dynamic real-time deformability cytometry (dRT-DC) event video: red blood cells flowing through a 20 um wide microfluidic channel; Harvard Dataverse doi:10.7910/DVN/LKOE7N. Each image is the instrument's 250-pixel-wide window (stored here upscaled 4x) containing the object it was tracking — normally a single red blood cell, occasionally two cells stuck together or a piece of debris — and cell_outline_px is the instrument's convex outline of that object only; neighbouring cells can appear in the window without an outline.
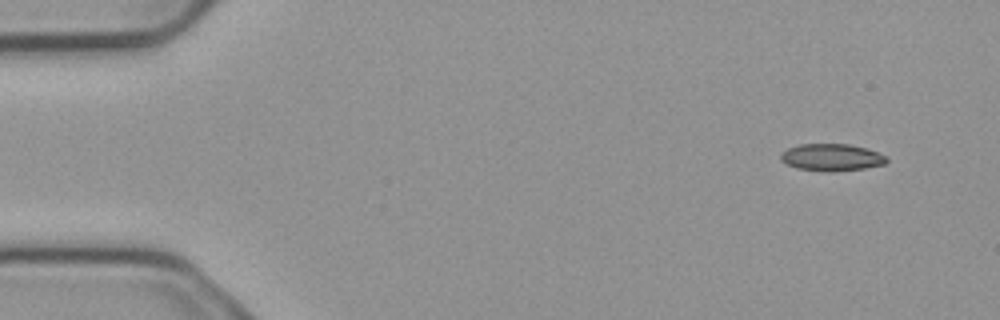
{"species": "common noctule bat (a hibernating species)", "species_latin": "Nyctalus noctula", "temperature_condition": "cold", "stored_images_in_passage": 5, "camera_frame_rate_fps": 3000, "um_per_image_px": 0.085, "animal": {"sex": "male", "body_mass_g": 23.1, "forearm_length_mm": 52.7}, "frame": {"image": 1, "passage_image": 1, "time_ms": 0.0, "image_size_px": [1000, 320], "cell_outline_px": [[888, 160], [884, 164], [864, 168], [832, 172], [796, 168], [780, 160], [780, 152], [788, 148], [800, 144], [848, 144], [868, 148], [888, 156]], "centroid_in_image_um": [70.7, 13.37], "position_along_channel_um": 14.3, "area_um2": 16.82}}
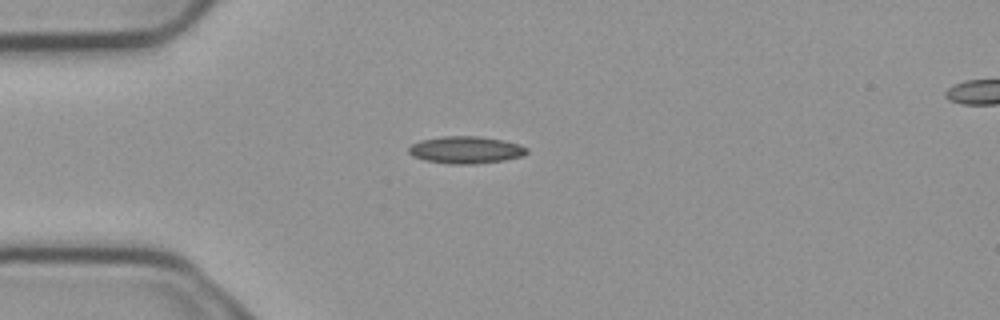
{"frame": {"image": 2, "passage_image": 3, "time_ms": 0.667, "image_size_px": [1000, 320], "cell_outline_px": [[528, 152], [524, 156], [504, 160], [472, 164], [448, 164], [424, 160], [412, 156], [408, 152], [408, 148], [412, 144], [420, 140], [444, 136], [480, 136], [504, 140], [528, 148]], "centroid_in_image_um": [39.58, 12.74], "position_along_channel_um": 45.4, "area_um2": 18.79}}
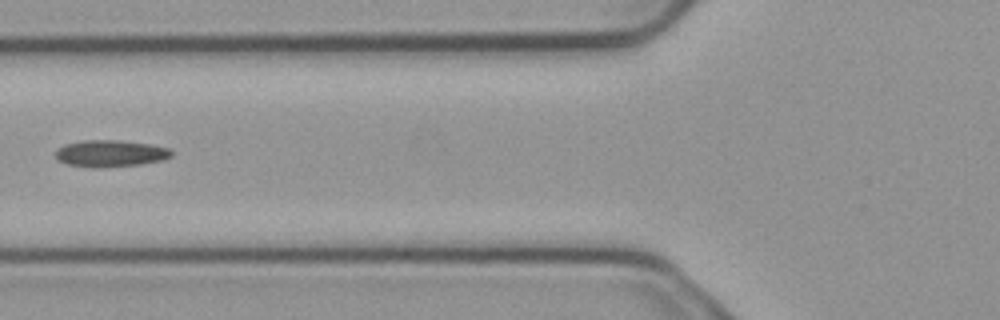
{"frame": {"image": 3, "passage_image": 5, "time_ms": 1.333, "image_size_px": [1000, 320], "cell_outline_px": [[172, 156], [160, 160], [140, 164], [68, 164], [56, 160], [56, 152], [64, 144], [84, 140], [116, 140], [152, 144], [168, 148], [172, 152]], "centroid_in_image_um": [9.42, 12.97], "position_along_channel_um": 116.4, "area_um2": 16.88}}